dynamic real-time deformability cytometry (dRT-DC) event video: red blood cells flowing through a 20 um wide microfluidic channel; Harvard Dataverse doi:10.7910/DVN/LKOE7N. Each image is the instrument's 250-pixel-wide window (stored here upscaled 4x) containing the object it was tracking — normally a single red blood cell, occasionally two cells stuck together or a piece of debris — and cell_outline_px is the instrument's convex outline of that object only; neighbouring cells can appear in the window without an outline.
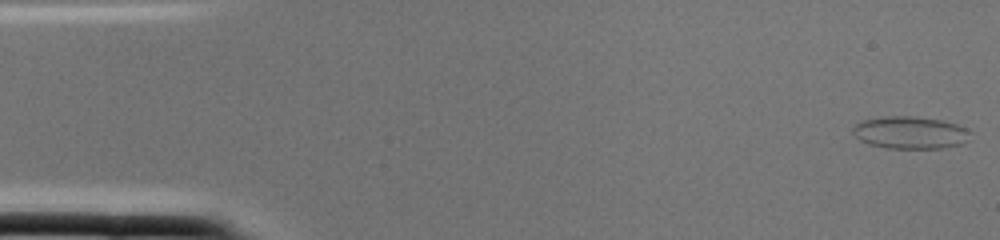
{"species": "common noctule bat (a hibernating species)", "species_latin": "Nyctalus noctula", "temperature_condition": "cold", "stored_images_in_passage": 3, "camera_frame_rate_fps": 3000, "um_per_image_px": 0.085, "animal": {"sex": "female", "body_mass_g": 22.0, "forearm_length_mm": 56.7}, "frame": {"image": 1, "passage_image": 1, "time_ms": 0.0, "image_size_px": [1000, 240], "cell_outline_px": [[972, 132], [968, 140], [960, 144], [944, 148], [884, 148], [868, 144], [860, 140], [852, 132], [852, 128], [860, 120], [884, 116], [912, 116], [944, 120], [956, 124]], "centroid_in_image_um": [77.35, 11.26], "position_along_channel_um": 7.7, "area_um2": 22.37}}
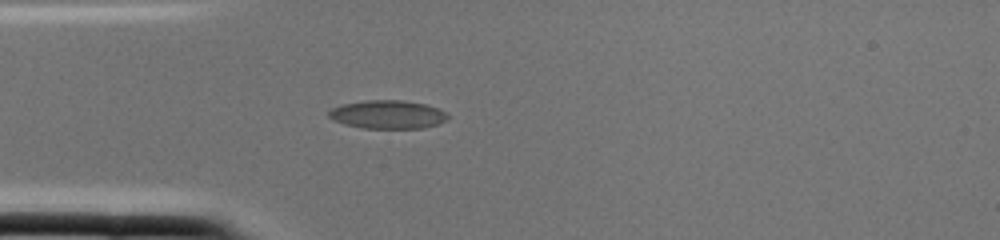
{"frame": {"image": 2, "passage_image": 2, "time_ms": 0.333, "image_size_px": [1000, 240], "cell_outline_px": [[448, 120], [424, 128], [364, 128], [344, 124], [328, 116], [328, 112], [332, 108], [344, 104], [364, 100], [400, 100], [424, 104], [436, 108], [444, 112], [448, 116]], "centroid_in_image_um": [32.95, 9.73], "position_along_channel_um": 52.1, "area_um2": 19.42}}